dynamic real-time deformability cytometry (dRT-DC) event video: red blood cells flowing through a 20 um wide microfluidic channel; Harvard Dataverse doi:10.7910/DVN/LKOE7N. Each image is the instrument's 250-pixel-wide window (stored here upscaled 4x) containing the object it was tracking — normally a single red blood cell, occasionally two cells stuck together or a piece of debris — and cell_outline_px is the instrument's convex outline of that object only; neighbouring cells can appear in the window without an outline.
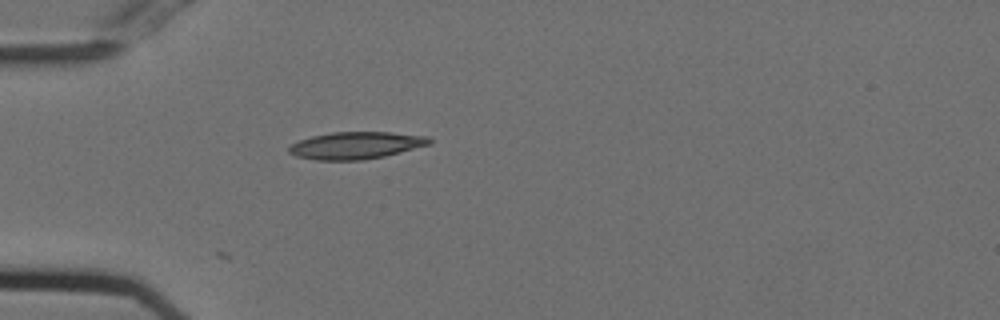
{"species": "Egyptian fruit bat (a non-hibernating species)", "species_latin": "Rousettus aegyptiacus", "temperature_condition": "cold", "stored_images_in_passage": 23, "camera_frame_rate_fps": 3000, "um_per_image_px": 0.085, "animal": {"sex": "female"}, "frame": {"image": 1, "passage_image": 1, "time_ms": 0.0, "image_size_px": [1000, 320], "cell_outline_px": [[432, 144], [384, 156], [364, 160], [316, 160], [296, 156], [288, 152], [288, 148], [292, 144], [300, 140], [312, 136], [332, 132], [392, 132], [428, 136], [432, 140]], "centroid_in_image_um": [30.28, 12.35], "position_along_channel_um": 54.7, "area_um2": 22.25}}
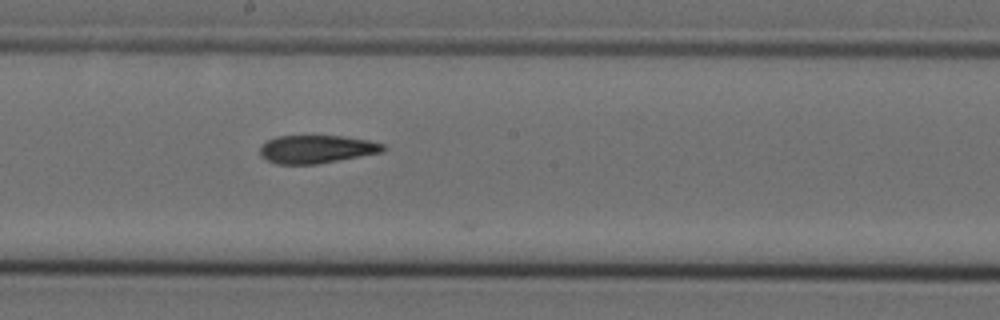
{"frame": {"image": 2, "passage_image": 15, "time_ms": 4.667, "image_size_px": [1000, 320], "cell_outline_px": [[384, 152], [316, 164], [276, 164], [260, 156], [260, 148], [268, 140], [276, 136], [344, 136], [368, 140], [384, 144]], "centroid_in_image_um": [26.91, 12.68], "position_along_channel_um": 221.3, "area_um2": 20.06}}
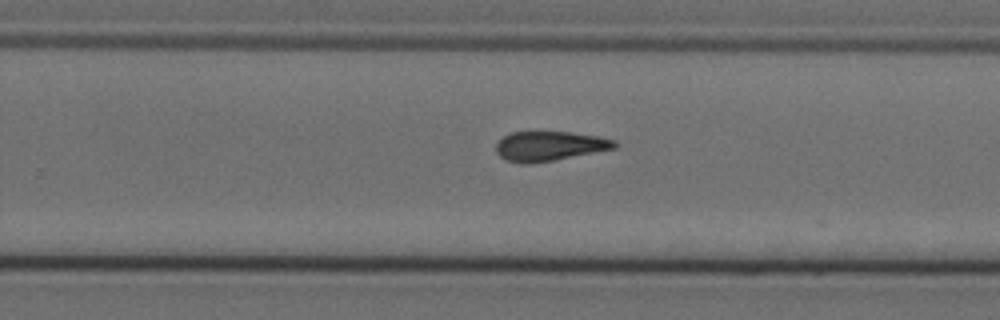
{"frame": {"image": 3, "passage_image": 20, "time_ms": 6.333, "image_size_px": [1000, 320], "cell_outline_px": [[616, 148], [552, 160], [528, 164], [520, 164], [508, 160], [500, 156], [496, 152], [496, 144], [504, 136], [512, 132], [572, 132], [596, 136], [616, 140]], "centroid_in_image_um": [46.69, 12.41], "position_along_channel_um": 283.1, "area_um2": 20.17}}